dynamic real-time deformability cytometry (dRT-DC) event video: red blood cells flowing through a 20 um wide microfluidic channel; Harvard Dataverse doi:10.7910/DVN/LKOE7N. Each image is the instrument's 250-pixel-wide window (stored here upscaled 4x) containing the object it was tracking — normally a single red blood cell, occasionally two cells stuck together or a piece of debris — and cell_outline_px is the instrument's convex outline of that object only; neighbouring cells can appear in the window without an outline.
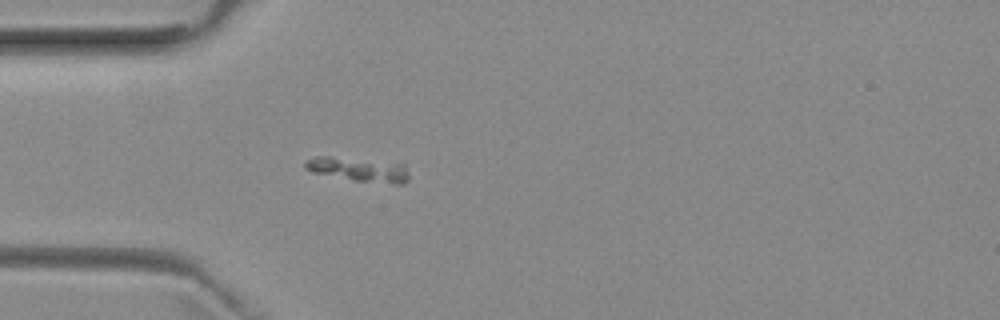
{"species": "common noctule bat (a hibernating species)", "species_latin": "Nyctalus noctula", "temperature_condition": "room temperature", "stored_images_in_passage": 10, "camera_frame_rate_fps": 3000, "um_per_image_px": 0.085, "animal": {"sex": "female", "body_mass_g": 29.2, "forearm_length_mm": 56.3}, "frame": {"image": 1, "passage_image": 2, "time_ms": 0.333, "image_size_px": [1000, 320], "cell_outline_px": [[408, 180], [404, 184], [392, 184], [356, 180], [312, 172], [304, 168], [304, 164], [308, 160], [316, 156], [328, 156], [404, 164], [408, 172]], "centroid_in_image_um": [30.51, 14.41], "position_along_channel_um": 54.5, "area_um2": 14.28}}